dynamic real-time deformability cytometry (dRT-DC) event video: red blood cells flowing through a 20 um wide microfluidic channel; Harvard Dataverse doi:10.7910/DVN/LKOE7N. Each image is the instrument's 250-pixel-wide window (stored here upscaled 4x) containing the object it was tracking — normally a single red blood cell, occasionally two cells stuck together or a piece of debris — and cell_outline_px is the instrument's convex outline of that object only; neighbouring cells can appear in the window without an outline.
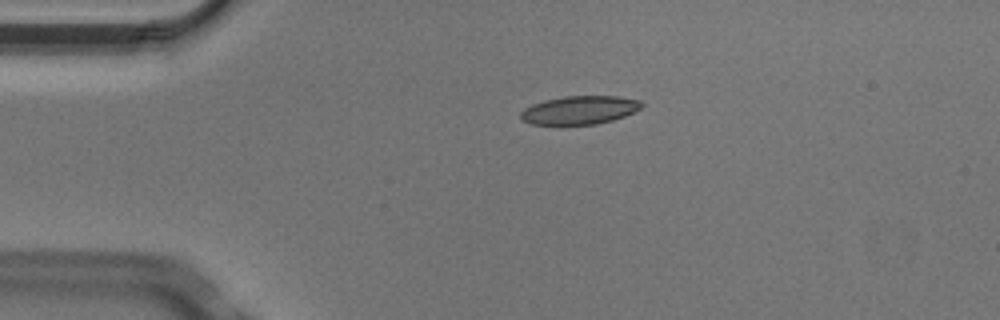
{"species": "Egyptian fruit bat (a non-hibernating species)", "species_latin": "Rousettus aegyptiacus", "temperature_condition": "cold", "stored_images_in_passage": 5, "camera_frame_rate_fps": 3000, "um_per_image_px": 0.085, "animal": {"sex": "male"}, "frame": {"image": 1, "passage_image": 5, "time_ms": 1.333, "image_size_px": [1000, 320], "cell_outline_px": [[644, 104], [640, 108], [624, 116], [612, 120], [596, 124], [532, 124], [524, 120], [520, 116], [520, 112], [524, 108], [532, 104], [544, 100], [564, 96], [616, 96], [640, 100]], "centroid_in_image_um": [49.26, 9.34], "position_along_channel_um": 35.7, "area_um2": 19.83}}